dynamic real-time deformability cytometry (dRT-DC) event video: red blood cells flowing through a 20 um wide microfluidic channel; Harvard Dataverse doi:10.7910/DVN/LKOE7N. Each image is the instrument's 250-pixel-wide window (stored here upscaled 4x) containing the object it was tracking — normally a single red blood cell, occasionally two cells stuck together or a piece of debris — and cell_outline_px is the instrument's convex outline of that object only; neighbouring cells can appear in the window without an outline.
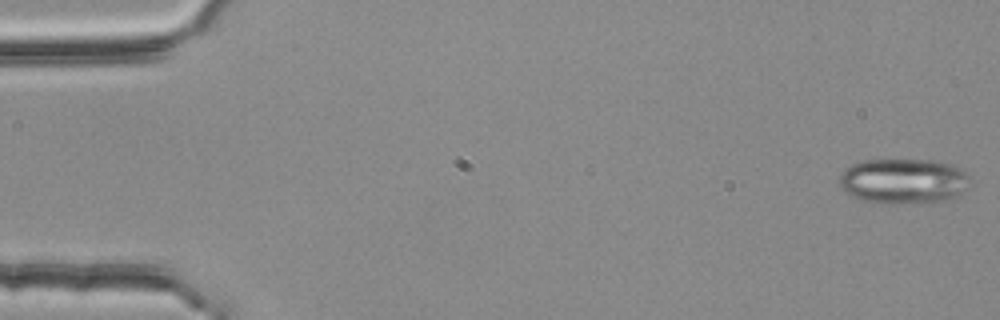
{"species": "common noctule bat (a hibernating species)", "species_latin": "Nyctalus noctula", "temperature_condition": "room temperature", "stored_images_in_passage": 55, "camera_frame_rate_fps": 3000, "um_per_image_px": 0.085, "animal": {"sex": "female", "body_mass_g": 25.1}, "frame": {"image": 1, "passage_image": 1, "time_ms": 0.0, "image_size_px": [1000, 320], "cell_outline_px": [[972, 180], [956, 196], [948, 200], [864, 200], [840, 188], [840, 176], [844, 168], [852, 164], [864, 160], [936, 160], [952, 164], [960, 168]], "centroid_in_image_um": [76.81, 15.31], "position_along_channel_um": 8.2, "area_um2": 32.95}}
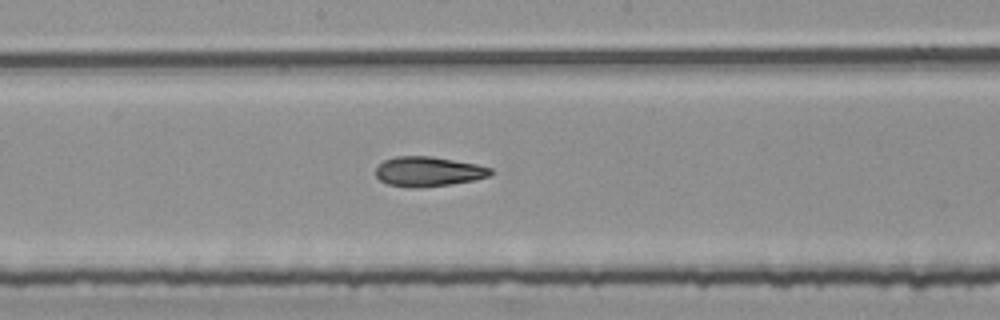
{"frame": {"image": 2, "passage_image": 29, "time_ms": 9.333, "image_size_px": [1000, 320], "cell_outline_px": [[492, 172], [488, 176], [472, 180], [452, 184], [420, 188], [408, 188], [388, 184], [380, 180], [376, 176], [376, 168], [384, 160], [396, 156], [428, 156], [476, 164], [492, 168]], "centroid_in_image_um": [36.37, 14.59], "position_along_channel_um": 211.8, "area_um2": 19.83}}
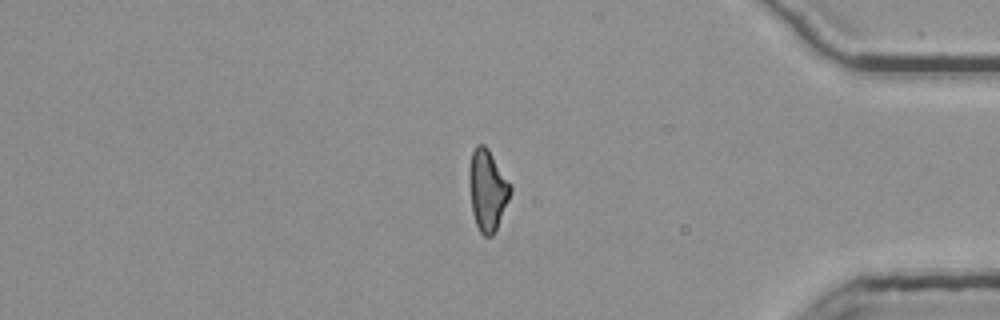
{"frame": {"image": 3, "passage_image": 46, "time_ms": 15.0, "image_size_px": [1000, 320], "cell_outline_px": [[512, 192], [496, 232], [492, 236], [484, 236], [480, 232], [476, 224], [472, 212], [468, 184], [468, 172], [472, 152], [476, 144], [484, 144], [488, 148], [512, 184]], "centroid_in_image_um": [41.44, 16.16], "position_along_channel_um": 393.8, "area_um2": 20.0}, "authors_computed_cell_mechanics": {"area_um2": 20.1144, "velocity_mm_per_s": 3.7513, "shape_relaxation_time_tau1_ms": null, "shape_relaxation_time_tau2_ms": 4.0343, "deformation_change_tau1": null, "deformation_change_tau2": 0.1339}}